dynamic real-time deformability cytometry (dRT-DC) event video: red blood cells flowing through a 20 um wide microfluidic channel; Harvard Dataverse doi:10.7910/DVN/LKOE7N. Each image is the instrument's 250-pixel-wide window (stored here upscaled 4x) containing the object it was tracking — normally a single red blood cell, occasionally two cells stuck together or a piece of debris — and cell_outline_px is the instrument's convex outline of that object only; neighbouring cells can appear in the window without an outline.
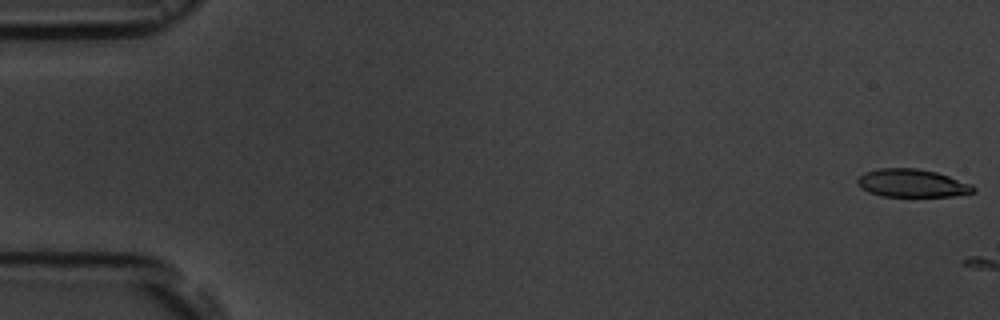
{"species": "common noctule bat (a hibernating species)", "species_latin": "Nyctalus noctula", "temperature_condition": "room temperature", "stored_images_in_passage": 5, "camera_frame_rate_fps": 3000, "um_per_image_px": 0.085, "animal": {"sex": "male", "body_mass_g": 19.5, "forearm_length_mm": 54.6}, "frame": {"image": 1, "passage_image": 1, "time_ms": 0.0, "image_size_px": [1000, 320], "cell_outline_px": [[976, 192], [952, 196], [880, 196], [868, 192], [860, 188], [856, 184], [856, 180], [864, 172], [880, 168], [916, 168], [936, 172], [972, 184], [976, 188]], "centroid_in_image_um": [77.5, 15.57], "position_along_channel_um": 7.5, "area_um2": 19.02}}